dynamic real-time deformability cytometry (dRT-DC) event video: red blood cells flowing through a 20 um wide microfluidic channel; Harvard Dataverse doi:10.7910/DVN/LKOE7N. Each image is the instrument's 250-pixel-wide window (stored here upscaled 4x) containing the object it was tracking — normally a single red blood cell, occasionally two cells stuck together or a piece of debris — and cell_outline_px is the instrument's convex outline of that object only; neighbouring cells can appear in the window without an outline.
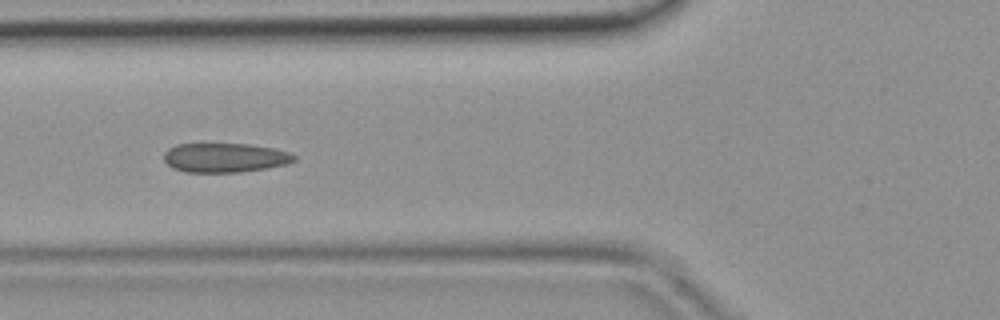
{"species": "common noctule bat (a hibernating species)", "species_latin": "Nyctalus noctula", "temperature_condition": "room temperature", "stored_images_in_passage": 39, "camera_frame_rate_fps": 3000, "um_per_image_px": 0.085, "animal": {"sex": "female", "body_mass_g": 19.9}, "frame": {"image": 1, "passage_image": 11, "time_ms": 3.333, "image_size_px": [1000, 320], "cell_outline_px": [[296, 160], [288, 164], [240, 172], [184, 172], [172, 168], [164, 160], [164, 152], [168, 148], [176, 144], [200, 140], [248, 144], [272, 148], [288, 152], [296, 156]], "centroid_in_image_um": [19.02, 13.35], "position_along_channel_um": 106.8, "area_um2": 23.24}}
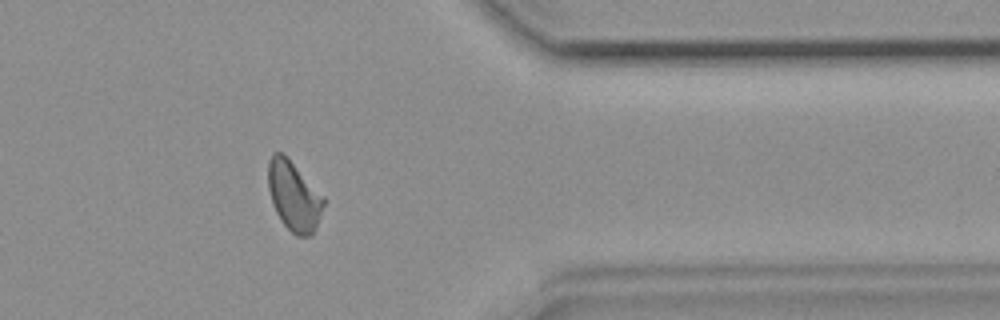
{"frame": {"image": 2, "passage_image": 31, "time_ms": 10.0, "image_size_px": [1000, 320], "cell_outline_px": [[324, 204], [316, 228], [308, 236], [296, 236], [280, 220], [272, 204], [268, 188], [268, 160], [272, 152], [284, 152], [288, 156], [324, 196]], "centroid_in_image_um": [24.96, 16.61], "position_along_channel_um": 386.4, "area_um2": 22.72}}
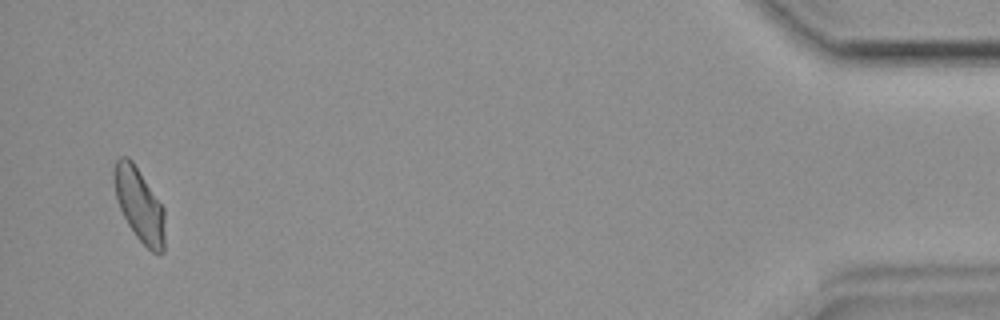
{"frame": {"image": 3, "passage_image": 38, "time_ms": 12.333, "image_size_px": [1000, 320], "cell_outline_px": [[164, 252], [152, 252], [136, 236], [128, 224], [120, 208], [116, 196], [112, 176], [112, 168], [116, 160], [120, 156], [128, 156], [132, 160], [164, 208]], "centroid_in_image_um": [11.82, 17.36], "position_along_channel_um": 423.4, "area_um2": 21.62}}